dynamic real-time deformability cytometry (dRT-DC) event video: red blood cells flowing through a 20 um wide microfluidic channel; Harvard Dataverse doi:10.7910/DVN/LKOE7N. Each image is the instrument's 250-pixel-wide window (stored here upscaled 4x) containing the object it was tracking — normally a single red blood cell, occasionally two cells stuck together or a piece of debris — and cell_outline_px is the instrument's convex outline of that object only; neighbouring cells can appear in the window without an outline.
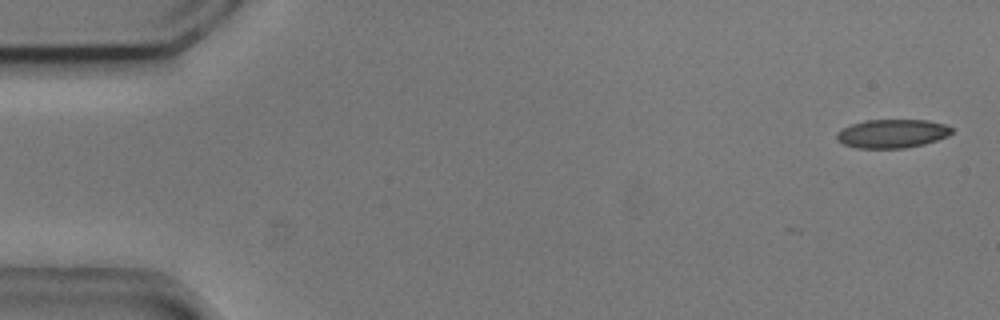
{"species": "common noctule bat (a hibernating species)", "species_latin": "Nyctalus noctula", "temperature_condition": "cold", "stored_images_in_passage": 11, "camera_frame_rate_fps": 3000, "um_per_image_px": 0.085, "animal": {"sex": "male", "body_mass_g": 20.5, "forearm_length_mm": 52.5}, "frame": {"image": 1, "passage_image": 1, "time_ms": 0.0, "image_size_px": [1000, 320], "cell_outline_px": [[952, 132], [948, 136], [924, 144], [904, 148], [856, 148], [844, 144], [836, 140], [836, 132], [852, 124], [864, 120], [928, 120], [944, 124], [952, 128]], "centroid_in_image_um": [75.82, 11.35], "position_along_channel_um": 9.2, "area_um2": 19.19}}